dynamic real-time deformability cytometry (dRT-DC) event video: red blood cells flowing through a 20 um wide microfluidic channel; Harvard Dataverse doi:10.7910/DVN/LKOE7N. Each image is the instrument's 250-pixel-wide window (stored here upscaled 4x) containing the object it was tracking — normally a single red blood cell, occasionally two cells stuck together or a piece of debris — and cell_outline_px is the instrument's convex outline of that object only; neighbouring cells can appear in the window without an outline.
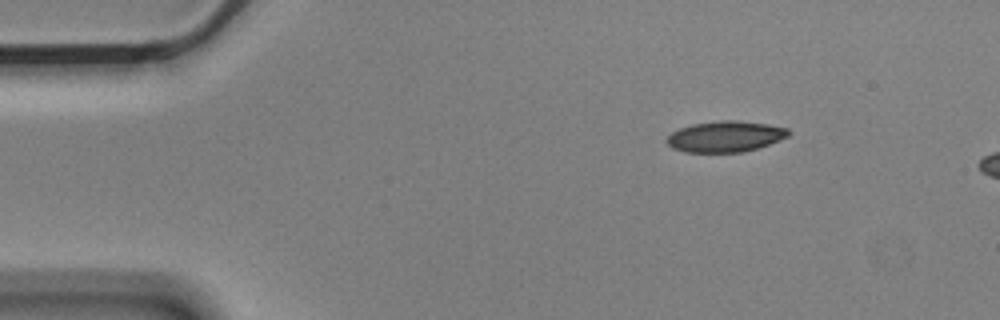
{"species": "Egyptian fruit bat (a non-hibernating species)", "species_latin": "Rousettus aegyptiacus", "temperature_condition": "cold", "stored_images_in_passage": 3, "camera_frame_rate_fps": 3000, "um_per_image_px": 0.085, "animal": {"sex": "male"}, "frame": {"image": 1, "passage_image": 1, "time_ms": 0.0, "image_size_px": [1000, 320], "cell_outline_px": [[792, 132], [788, 136], [768, 144], [744, 152], [684, 152], [672, 148], [664, 140], [672, 132], [680, 128], [692, 124], [720, 120], [736, 120], [768, 124], [788, 128]], "centroid_in_image_um": [61.64, 11.6], "position_along_channel_um": 23.4, "area_um2": 21.96}}